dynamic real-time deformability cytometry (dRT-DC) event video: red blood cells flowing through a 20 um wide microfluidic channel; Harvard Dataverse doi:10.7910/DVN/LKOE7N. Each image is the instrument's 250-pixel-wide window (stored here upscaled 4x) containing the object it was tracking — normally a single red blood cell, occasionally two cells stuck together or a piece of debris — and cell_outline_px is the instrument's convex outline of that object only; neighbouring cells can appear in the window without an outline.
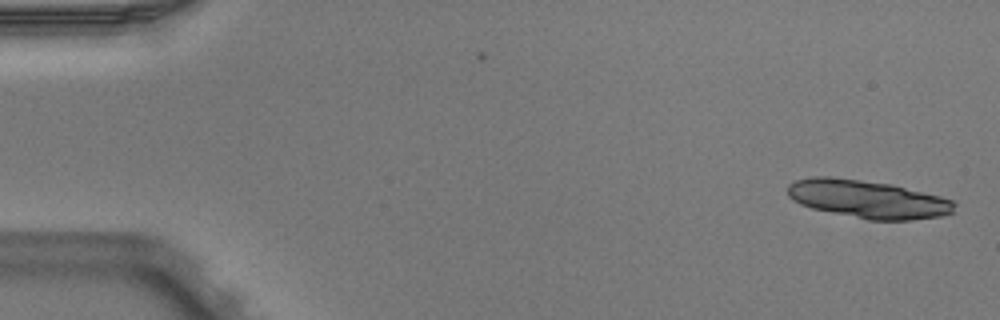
{"species": "Egyptian fruit bat (a non-hibernating species)", "species_latin": "Rousettus aegyptiacus", "temperature_condition": "warm", "stored_images_in_passage": 2, "camera_frame_rate_fps": 3000, "um_per_image_px": 0.085, "animal": {"sex": "male"}, "frame": {"image": 1, "passage_image": 2, "time_ms": 0.333, "image_size_px": [1000, 320], "cell_outline_px": [[956, 204], [952, 212], [940, 216], [908, 220], [868, 220], [812, 208], [800, 204], [792, 200], [788, 196], [788, 184], [796, 180], [812, 176], [832, 176], [892, 184], [940, 196], [952, 200]], "centroid_in_image_um": [73.73, 16.91], "position_along_channel_um": 11.3, "area_um2": 36.93}}